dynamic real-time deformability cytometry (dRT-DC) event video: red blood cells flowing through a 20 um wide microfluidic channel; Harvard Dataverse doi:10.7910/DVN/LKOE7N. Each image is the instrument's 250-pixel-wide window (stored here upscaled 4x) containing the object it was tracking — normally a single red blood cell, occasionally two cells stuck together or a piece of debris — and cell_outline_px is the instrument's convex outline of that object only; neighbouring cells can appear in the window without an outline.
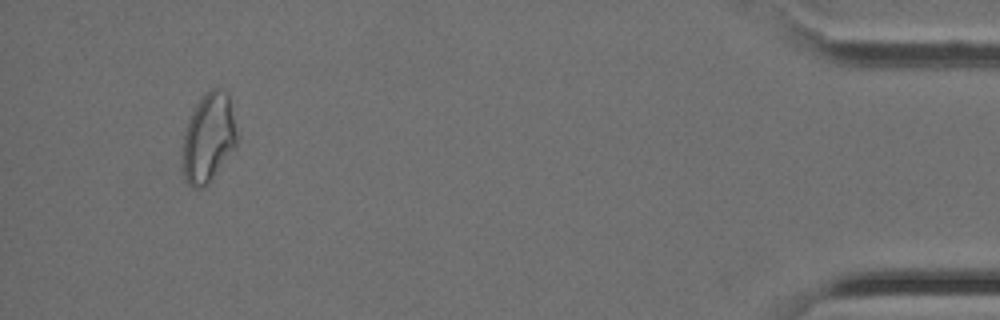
{"species": "Egyptian fruit bat (a non-hibernating species)", "species_latin": "Rousettus aegyptiacus", "temperature_condition": "cold", "stored_images_in_passage": 37, "segment_of_instrument_passage": [2, 2], "camera_frame_rate_fps": 3000, "um_per_image_px": 0.085, "animal": {"sex": "female"}, "frame": {"image": 1, "passage_image": 37, "time_ms": 12.0, "image_size_px": [1000, 320], "cell_outline_px": [[240, 136], [236, 144], [212, 180], [208, 184], [200, 188], [192, 188], [188, 184], [184, 176], [180, 164], [180, 152], [184, 132], [188, 120], [196, 104], [212, 88], [220, 88], [228, 92]], "centroid_in_image_um": [17.71, 11.74], "position_along_channel_um": 417.5, "area_um2": 29.02}}